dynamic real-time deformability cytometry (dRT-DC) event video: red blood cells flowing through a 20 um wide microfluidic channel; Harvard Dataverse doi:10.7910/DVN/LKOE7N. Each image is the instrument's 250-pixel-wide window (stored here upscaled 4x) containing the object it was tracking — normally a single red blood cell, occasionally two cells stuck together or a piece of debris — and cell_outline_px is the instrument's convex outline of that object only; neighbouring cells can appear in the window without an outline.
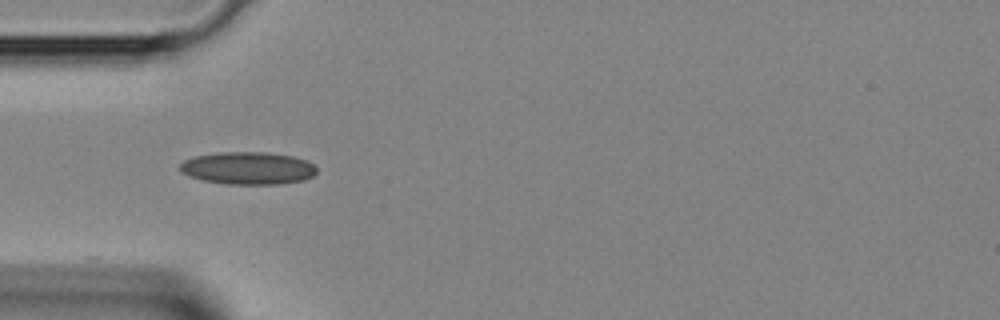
{"species": "Egyptian fruit bat (a non-hibernating species)", "species_latin": "Rousettus aegyptiacus", "temperature_condition": "room temperature", "stored_images_in_passage": 1, "camera_frame_rate_fps": 3000, "um_per_image_px": 0.085, "animal": {"sex": "female"}, "frame": {"image": 1, "passage_image": 1, "time_ms": 0.0, "image_size_px": [1000, 320], "cell_outline_px": [[316, 172], [312, 176], [304, 180], [280, 184], [224, 184], [200, 180], [188, 176], [180, 172], [180, 164], [184, 160], [196, 156], [220, 152], [268, 152], [292, 156], [308, 160], [316, 168]], "centroid_in_image_um": [21.06, 14.3], "position_along_channel_um": 63.9, "area_um2": 26.13}}